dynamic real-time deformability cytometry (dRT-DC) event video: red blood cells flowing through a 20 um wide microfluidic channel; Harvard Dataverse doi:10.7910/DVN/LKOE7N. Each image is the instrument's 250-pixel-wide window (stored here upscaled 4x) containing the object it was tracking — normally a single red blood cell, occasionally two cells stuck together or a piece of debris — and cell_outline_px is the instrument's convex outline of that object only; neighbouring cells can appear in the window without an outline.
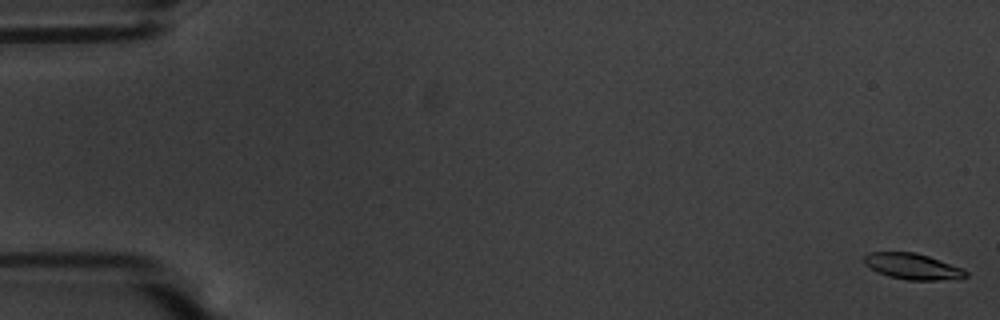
{"species": "common noctule bat (a hibernating species)", "species_latin": "Nyctalus noctula", "temperature_condition": "warm", "stored_images_in_passage": 57, "camera_frame_rate_fps": 3000, "um_per_image_px": 0.085, "animal": {"sex": "male", "body_mass_g": 20.1, "forearm_length_mm": 53.5}, "frame": {"image": 1, "passage_image": 1, "time_ms": 0.0, "image_size_px": [1000, 320], "cell_outline_px": [[968, 276], [960, 280], [908, 280], [888, 276], [868, 268], [864, 264], [860, 256], [868, 252], [916, 252], [964, 268], [968, 272]], "centroid_in_image_um": [77.57, 22.65], "position_along_channel_um": 7.4, "area_um2": 15.9}}
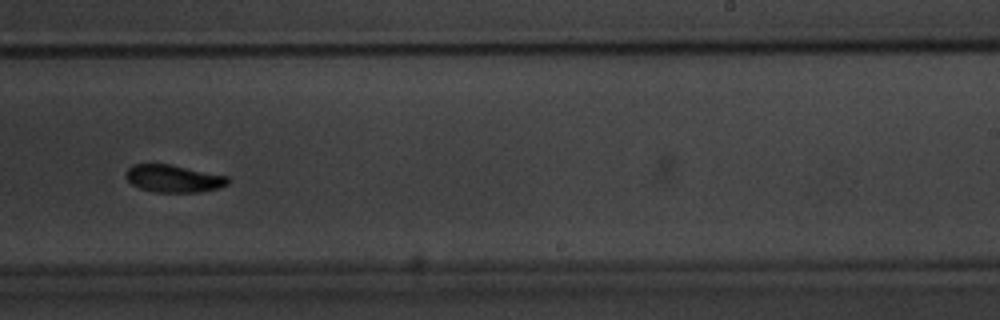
{"frame": {"image": 2, "passage_image": 36, "time_ms": 11.667, "image_size_px": [1000, 320], "cell_outline_px": [[228, 184], [220, 188], [200, 192], [152, 192], [140, 188], [132, 184], [124, 176], [124, 172], [132, 164], [168, 164], [228, 176]], "centroid_in_image_um": [14.72, 15.18], "position_along_channel_um": 274.3, "area_um2": 16.36}}
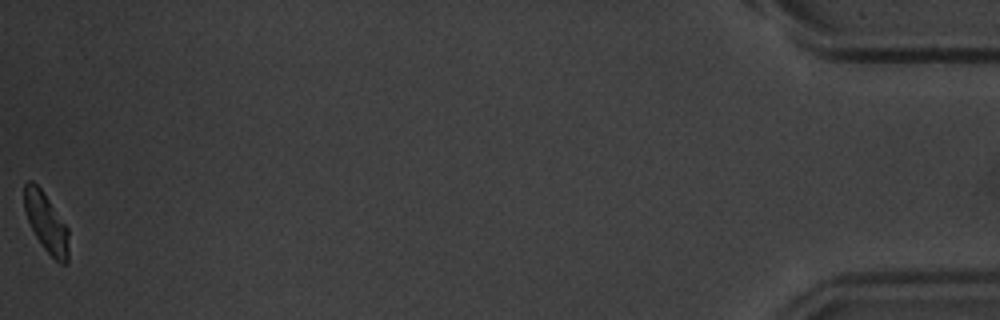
{"frame": {"image": 3, "passage_image": 57, "time_ms": 18.667, "image_size_px": [1000, 320], "cell_outline_px": [[68, 264], [60, 264], [44, 248], [36, 236], [28, 220], [24, 208], [24, 184], [28, 180], [32, 180], [40, 188], [68, 228]], "centroid_in_image_um": [3.93, 18.93], "position_along_channel_um": 431.3, "area_um2": 15.03}, "authors_computed_cell_mechanics": {"area_um2": 16.3574, "velocity_mm_per_s": 3.5942, "shape_relaxation_time_tau1_ms": 1.5979, "shape_relaxation_time_tau2_ms": null, "deformation_change_tau1": 0.1335, "deformation_change_tau2": null}}